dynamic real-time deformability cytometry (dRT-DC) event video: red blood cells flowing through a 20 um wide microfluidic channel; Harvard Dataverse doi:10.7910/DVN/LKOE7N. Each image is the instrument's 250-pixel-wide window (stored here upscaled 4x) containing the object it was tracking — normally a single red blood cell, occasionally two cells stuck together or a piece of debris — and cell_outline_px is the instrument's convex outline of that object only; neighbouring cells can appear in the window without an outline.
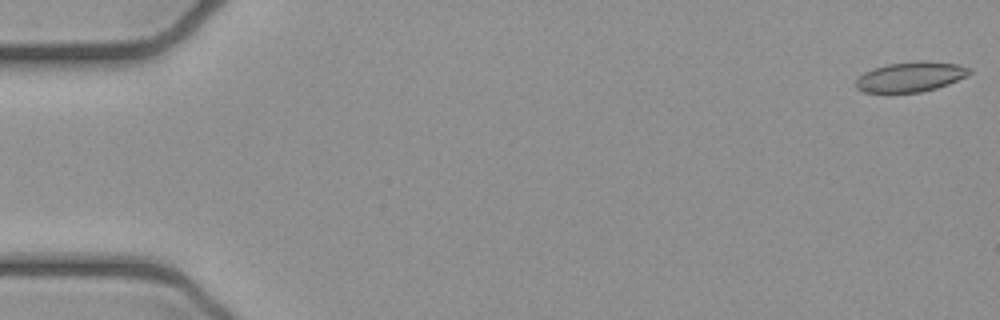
{"species": "common noctule bat (a hibernating species)", "species_latin": "Nyctalus noctula", "temperature_condition": "cold", "stored_images_in_passage": 6, "segment_of_instrument_passage": [1, 2], "camera_frame_rate_fps": 3000, "um_per_image_px": 0.085, "animal": {"sex": "female", "body_mass_g": 21.9}, "frame": {"image": 1, "passage_image": 1, "time_ms": 0.0, "image_size_px": [1000, 320], "cell_outline_px": [[972, 72], [968, 76], [948, 84], [936, 88], [920, 92], [864, 92], [856, 88], [856, 80], [864, 72], [872, 68], [888, 64], [916, 60], [924, 60], [956, 64], [972, 68]], "centroid_in_image_um": [77.43, 6.51], "position_along_channel_um": 7.6, "area_um2": 19.94}}
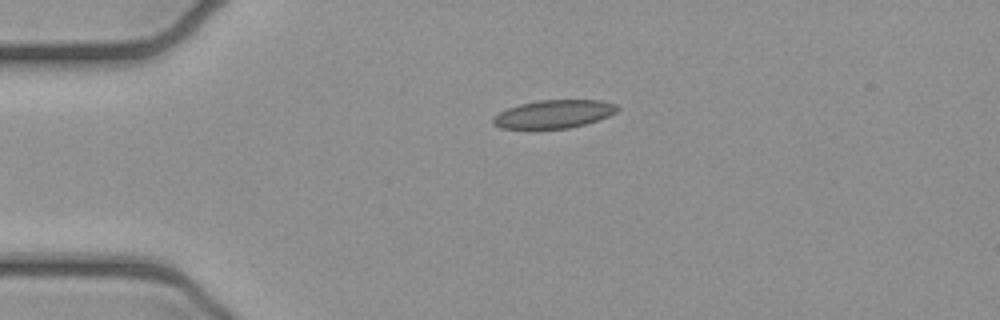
{"frame": {"image": 2, "passage_image": 4, "time_ms": 1.0, "image_size_px": [1000, 320], "cell_outline_px": [[620, 108], [616, 112], [608, 116], [584, 124], [568, 128], [500, 128], [492, 124], [492, 116], [508, 108], [520, 104], [540, 100], [600, 100], [616, 104]], "centroid_in_image_um": [47.06, 9.69], "position_along_channel_um": 37.9, "area_um2": 20.23}}